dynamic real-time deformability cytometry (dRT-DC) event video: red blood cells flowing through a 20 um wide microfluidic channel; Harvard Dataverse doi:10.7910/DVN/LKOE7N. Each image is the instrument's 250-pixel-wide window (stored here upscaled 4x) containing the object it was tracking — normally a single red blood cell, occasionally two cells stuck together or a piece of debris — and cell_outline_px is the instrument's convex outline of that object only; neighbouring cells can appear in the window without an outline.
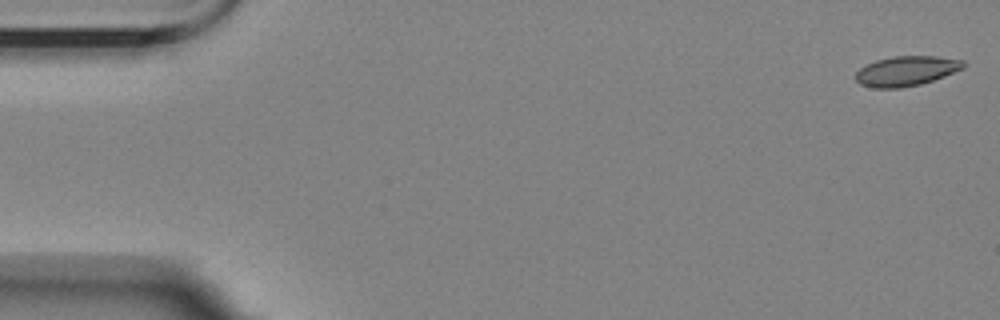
{"species": "Egyptian fruit bat (a non-hibernating species)", "species_latin": "Rousettus aegyptiacus", "temperature_condition": "room temperature", "stored_images_in_passage": 5, "camera_frame_rate_fps": 3000, "um_per_image_px": 0.085, "animal": {"sex": "female"}, "frame": {"image": 1, "passage_image": 1, "time_ms": 0.0, "image_size_px": [1000, 320], "cell_outline_px": [[968, 64], [964, 68], [944, 76], [920, 84], [900, 88], [876, 88], [860, 84], [856, 80], [856, 72], [860, 68], [876, 60], [892, 56], [936, 56], [964, 60]], "centroid_in_image_um": [77.07, 6.02], "position_along_channel_um": 7.9, "area_um2": 18.73}}
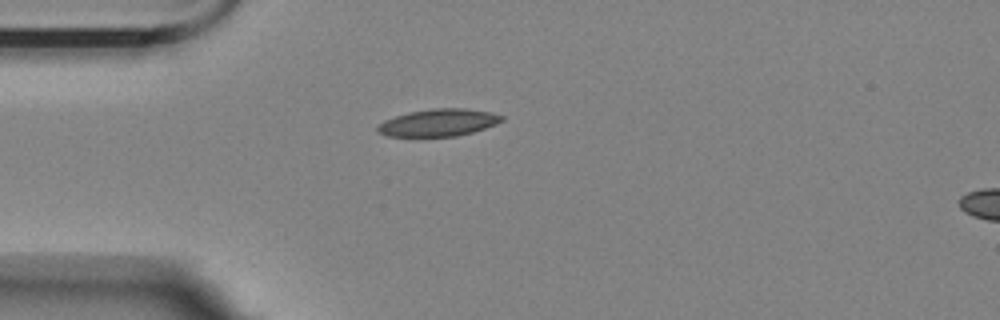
{"frame": {"image": 2, "passage_image": 5, "time_ms": 4.667, "image_size_px": [1000, 320], "cell_outline_px": [[504, 120], [496, 124], [472, 132], [456, 136], [388, 136], [376, 132], [376, 128], [384, 120], [408, 112], [432, 108], [468, 108], [492, 112], [504, 116]], "centroid_in_image_um": [37.29, 10.41], "position_along_channel_um": 47.7, "area_um2": 19.77}}